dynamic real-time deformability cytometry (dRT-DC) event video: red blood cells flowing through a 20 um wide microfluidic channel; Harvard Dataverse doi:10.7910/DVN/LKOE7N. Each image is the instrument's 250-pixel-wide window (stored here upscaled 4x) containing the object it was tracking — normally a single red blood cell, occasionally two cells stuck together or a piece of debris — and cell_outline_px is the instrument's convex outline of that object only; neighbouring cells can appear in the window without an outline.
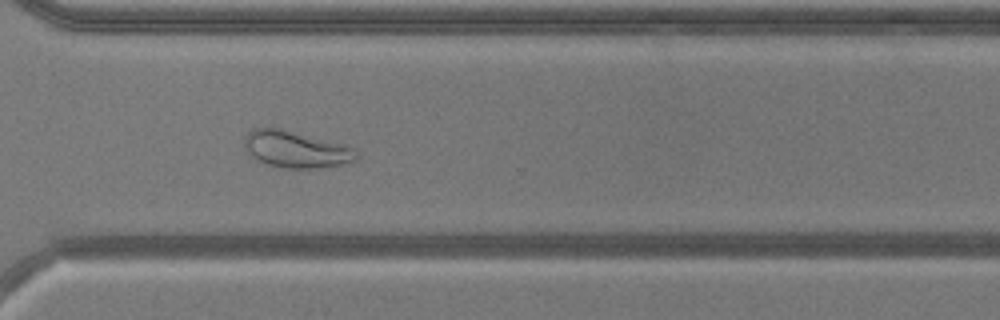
{"species": "common noctule bat (a hibernating species)", "species_latin": "Nyctalus noctula", "temperature_condition": "warm", "stored_images_in_passage": 51, "camera_frame_rate_fps": 3000, "um_per_image_px": 0.085, "animal": {"sex": "male", "body_mass_g": 20.5, "forearm_length_mm": 52.5}, "frame": {"image": 1, "passage_image": 37, "time_ms": 12.0, "image_size_px": [1000, 320], "cell_outline_px": [[360, 156], [356, 160], [344, 164], [320, 168], [284, 168], [268, 164], [252, 156], [244, 148], [244, 136], [252, 128], [280, 128], [348, 144], [356, 148]], "centroid_in_image_um": [25.23, 12.68], "position_along_channel_um": 345.4, "area_um2": 24.39}, "authors_computed_cell_mechanics": {"area_um2": 27.9752, "velocity_mm_per_s": 3.9179, "shape_relaxation_time_tau1_ms": null, "shape_relaxation_time_tau2_ms": 1.0723, "deformation_change_tau1": null, "deformation_change_tau2": 0.07}}